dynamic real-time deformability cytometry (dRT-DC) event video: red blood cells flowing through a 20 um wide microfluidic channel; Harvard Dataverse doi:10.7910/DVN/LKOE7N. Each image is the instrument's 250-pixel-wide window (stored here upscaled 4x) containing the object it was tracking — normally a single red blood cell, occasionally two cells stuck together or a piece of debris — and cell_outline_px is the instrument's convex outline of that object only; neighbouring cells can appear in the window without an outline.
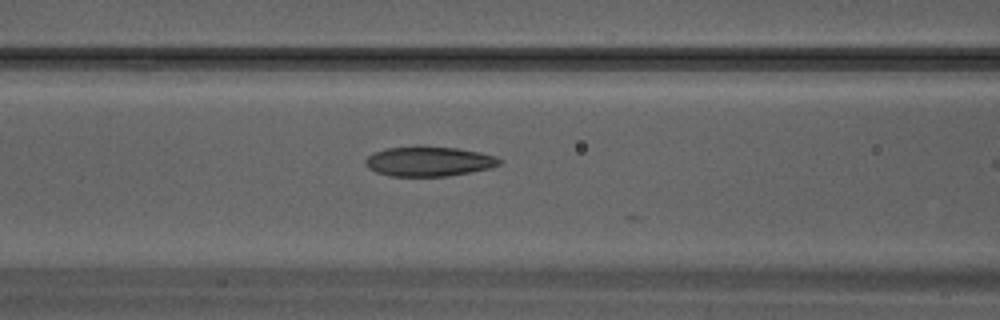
{"species": "Egyptian fruit bat (a non-hibernating species)", "species_latin": "Rousettus aegyptiacus", "temperature_condition": "warm", "stored_images_in_passage": 10, "camera_frame_rate_fps": 3000, "um_per_image_px": 0.085, "animal": {"sex": "male"}, "frame": {"image": 1, "passage_image": 7, "time_ms": 2.0, "image_size_px": [1000, 320], "cell_outline_px": [[500, 164], [488, 168], [448, 176], [388, 176], [376, 172], [368, 168], [364, 164], [364, 160], [368, 156], [376, 152], [388, 148], [416, 144], [456, 148], [480, 152], [496, 156], [500, 160]], "centroid_in_image_um": [36.4, 13.69], "position_along_channel_um": 130.2, "area_um2": 23.52}}